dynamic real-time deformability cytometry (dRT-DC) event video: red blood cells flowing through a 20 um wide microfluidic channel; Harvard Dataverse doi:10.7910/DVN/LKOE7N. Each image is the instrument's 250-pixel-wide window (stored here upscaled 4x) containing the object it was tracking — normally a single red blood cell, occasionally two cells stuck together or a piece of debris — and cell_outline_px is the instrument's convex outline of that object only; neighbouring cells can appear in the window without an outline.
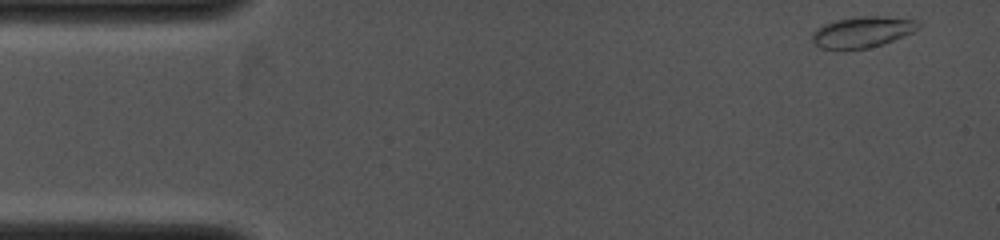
{"species": "common noctule bat (a hibernating species)", "species_latin": "Nyctalus noctula", "temperature_condition": "cold", "stored_images_in_passage": 24, "camera_frame_rate_fps": 4000, "um_per_image_px": 0.085, "animal": {"sex": "female", "body_mass_g": 19.0, "forearm_length_mm": 53.3}, "frame": {"image": 1, "passage_image": 1, "time_ms": 0.0, "image_size_px": [1000, 240], "cell_outline_px": [[920, 28], [904, 36], [868, 48], [840, 52], [820, 48], [812, 40], [812, 32], [816, 28], [824, 24], [836, 20], [860, 16], [876, 16], [916, 20], [920, 24]], "centroid_in_image_um": [73.23, 2.76], "position_along_channel_um": 11.8, "area_um2": 19.42}}
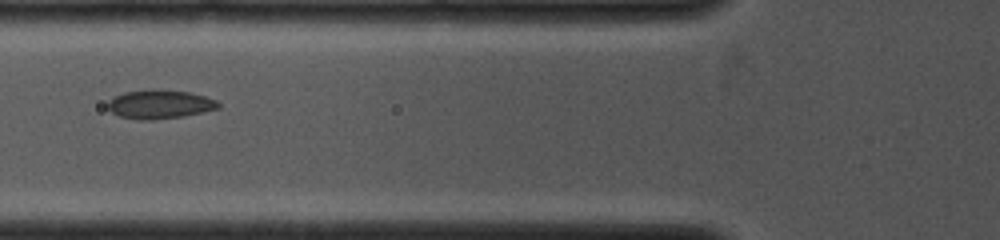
{"frame": {"image": 2, "passage_image": 17, "time_ms": 4.25, "image_size_px": [1000, 240], "cell_outline_px": [[220, 108], [184, 116], [152, 120], [136, 120], [120, 116], [112, 112], [108, 108], [108, 100], [112, 96], [124, 92], [188, 92], [204, 96], [216, 100], [220, 104]], "centroid_in_image_um": [13.57, 8.91], "position_along_channel_um": 112.2, "area_um2": 17.86}}
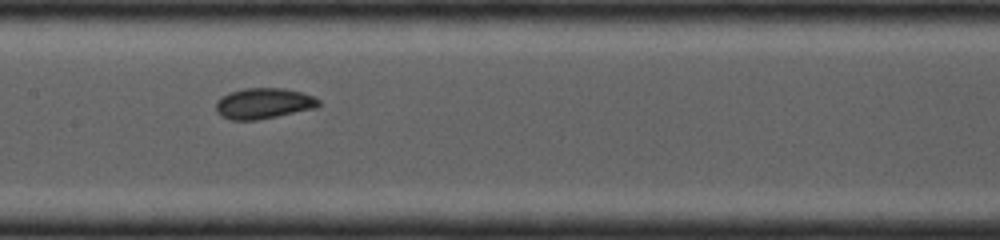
{"frame": {"image": 3, "passage_image": 23, "time_ms": 5.75, "image_size_px": [1000, 240], "cell_outline_px": [[320, 104], [316, 108], [256, 120], [232, 120], [220, 116], [216, 112], [216, 104], [224, 96], [232, 92], [248, 88], [280, 88], [300, 92], [312, 96], [320, 100]], "centroid_in_image_um": [22.42, 8.8], "position_along_channel_um": 185.0, "area_um2": 18.03}}